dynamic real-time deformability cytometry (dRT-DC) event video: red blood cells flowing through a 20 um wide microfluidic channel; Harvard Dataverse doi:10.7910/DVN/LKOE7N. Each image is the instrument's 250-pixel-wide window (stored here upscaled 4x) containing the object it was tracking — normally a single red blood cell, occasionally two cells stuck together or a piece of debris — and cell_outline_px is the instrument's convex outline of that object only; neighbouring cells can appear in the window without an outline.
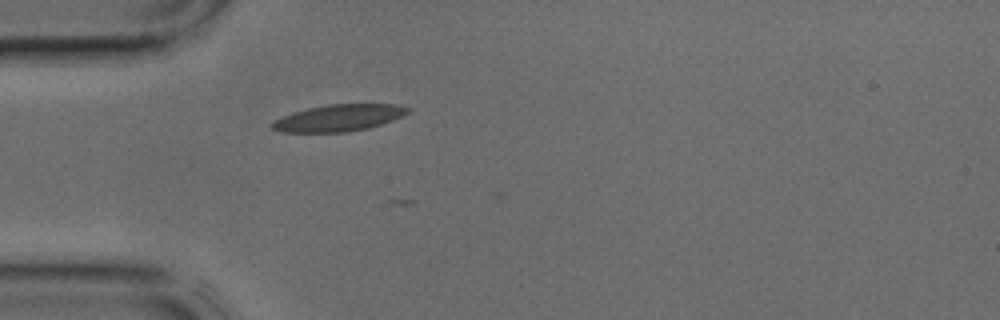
{"species": "common noctule bat (a hibernating species)", "species_latin": "Nyctalus noctula", "temperature_condition": "cold", "stored_images_in_passage": 3, "camera_frame_rate_fps": 3000, "um_per_image_px": 0.085, "animal": {"sex": "male", "body_mass_g": 17.9, "forearm_length_mm": 54.2}, "frame": {"image": 1, "passage_image": 3, "time_ms": 0.667, "image_size_px": [1000, 320], "cell_outline_px": [[412, 108], [408, 112], [392, 120], [368, 128], [348, 132], [280, 132], [272, 128], [272, 124], [276, 120], [292, 112], [308, 108], [328, 104], [396, 104]], "centroid_in_image_um": [28.8, 10.01], "position_along_channel_um": 56.2, "area_um2": 20.92}}